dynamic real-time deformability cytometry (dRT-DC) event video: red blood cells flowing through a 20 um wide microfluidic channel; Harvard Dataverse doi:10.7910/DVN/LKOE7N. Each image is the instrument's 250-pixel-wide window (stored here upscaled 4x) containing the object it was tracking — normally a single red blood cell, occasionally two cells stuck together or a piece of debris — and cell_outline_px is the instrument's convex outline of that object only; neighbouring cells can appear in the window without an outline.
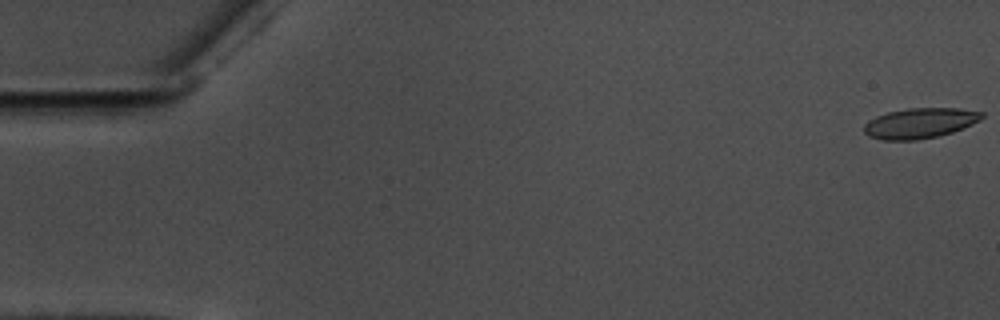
{"species": "common noctule bat (a hibernating species)", "species_latin": "Nyctalus noctula", "temperature_condition": "warm", "stored_images_in_passage": 11, "camera_frame_rate_fps": 3000, "um_per_image_px": 0.085, "animal": {"sex": "male", "body_mass_g": 17.5, "forearm_length_mm": 52.3}, "frame": {"image": 1, "passage_image": 1, "time_ms": 0.0, "image_size_px": [1000, 320], "cell_outline_px": [[984, 116], [980, 120], [964, 128], [940, 136], [916, 140], [880, 140], [868, 136], [864, 132], [864, 124], [868, 120], [876, 116], [888, 112], [908, 108], [960, 108], [984, 112]], "centroid_in_image_um": [78.19, 10.47], "position_along_channel_um": 6.8, "area_um2": 21.04}}